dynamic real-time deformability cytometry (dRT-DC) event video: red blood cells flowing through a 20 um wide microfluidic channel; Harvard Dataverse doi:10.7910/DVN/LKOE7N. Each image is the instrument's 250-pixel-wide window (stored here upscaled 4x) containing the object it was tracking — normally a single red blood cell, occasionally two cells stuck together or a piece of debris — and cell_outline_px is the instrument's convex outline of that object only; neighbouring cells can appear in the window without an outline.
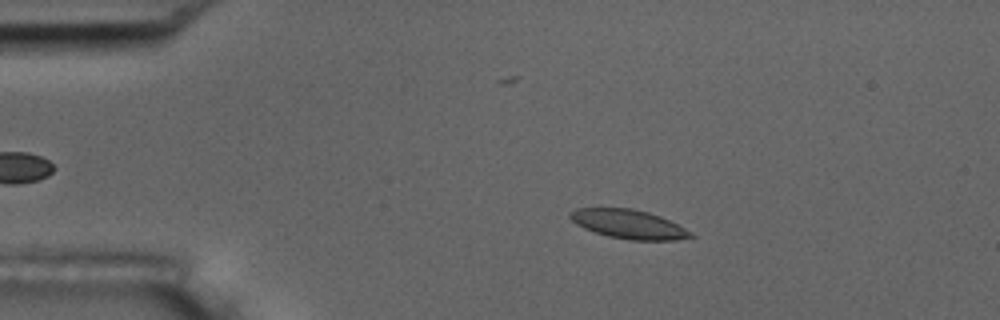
{"species": "common noctule bat (a hibernating species)", "species_latin": "Nyctalus noctula", "temperature_condition": "room temperature", "stored_images_in_passage": 48, "camera_frame_rate_fps": 3000, "um_per_image_px": 0.085, "animal": {"sex": "male", "body_mass_g": 17.5, "forearm_length_mm": 52.3}, "frame": {"image": 1, "passage_image": 10, "time_ms": 3.0, "image_size_px": [1000, 320], "cell_outline_px": [[696, 236], [676, 240], [628, 240], [608, 236], [584, 228], [576, 224], [568, 216], [568, 212], [576, 208], [632, 208], [648, 212], [660, 216], [692, 232]], "centroid_in_image_um": [53.41, 19.05], "position_along_channel_um": 31.6, "area_um2": 20.35}}
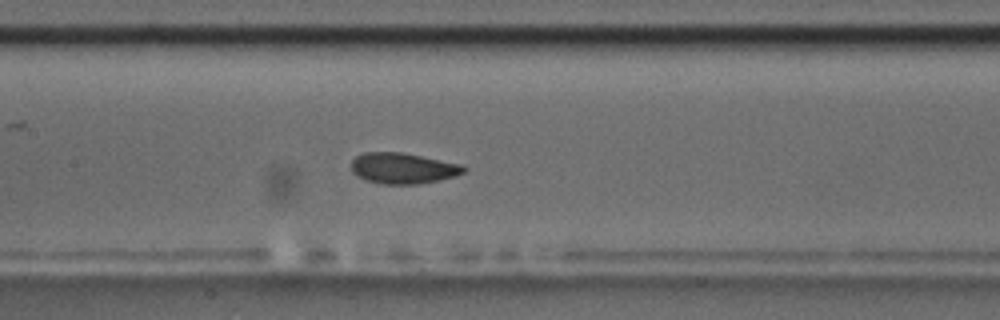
{"frame": {"image": 2, "passage_image": 26, "time_ms": 8.333, "image_size_px": [1000, 320], "cell_outline_px": [[468, 168], [464, 172], [456, 176], [440, 180], [420, 184], [380, 184], [364, 180], [352, 172], [352, 160], [356, 156], [364, 152], [400, 152], [460, 164]], "centroid_in_image_um": [34.24, 14.31], "position_along_channel_um": 173.2, "area_um2": 20.23}}
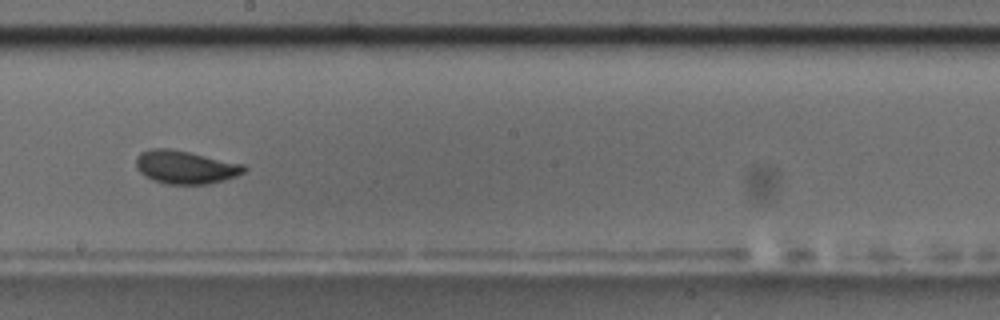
{"frame": {"image": 3, "passage_image": 31, "time_ms": 10.0, "image_size_px": [1000, 320], "cell_outline_px": [[248, 168], [244, 172], [236, 176], [224, 180], [208, 184], [168, 184], [152, 180], [144, 176], [136, 168], [136, 156], [140, 152], [152, 148], [172, 148], [244, 164]], "centroid_in_image_um": [15.74, 14.2], "position_along_channel_um": 232.5, "area_um2": 21.1}, "authors_computed_cell_mechanics": {"area_um2": 20.2011, "velocity_mm_per_s": 3.5791, "shape_relaxation_time_tau1_ms": 3.7873, "shape_relaxation_time_tau2_ms": 1.3974, "deformation_change_tau1": 0.1195, "deformation_change_tau2": 0.0552}}